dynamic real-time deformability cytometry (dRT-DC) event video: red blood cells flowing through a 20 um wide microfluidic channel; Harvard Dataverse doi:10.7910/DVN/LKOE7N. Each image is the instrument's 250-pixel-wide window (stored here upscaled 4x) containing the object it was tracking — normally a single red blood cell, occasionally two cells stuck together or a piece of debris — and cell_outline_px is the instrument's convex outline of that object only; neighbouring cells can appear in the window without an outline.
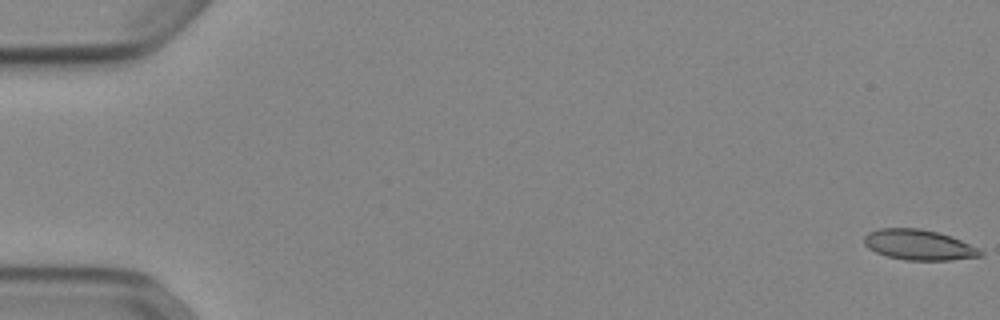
{"species": "Egyptian fruit bat (a non-hibernating species)", "species_latin": "Rousettus aegyptiacus", "temperature_condition": "cold", "stored_images_in_passage": 53, "camera_frame_rate_fps": 3000, "um_per_image_px": 0.085, "animal": {"sex": "female"}, "frame": {"image": 1, "passage_image": 1, "time_ms": 0.0, "image_size_px": [1000, 320], "cell_outline_px": [[984, 256], [948, 260], [904, 260], [888, 256], [876, 252], [868, 248], [864, 244], [864, 236], [868, 232], [880, 228], [920, 228], [936, 232], [960, 240], [980, 248], [984, 252]], "centroid_in_image_um": [78.1, 20.81], "position_along_channel_um": 6.9, "area_um2": 20.58}}
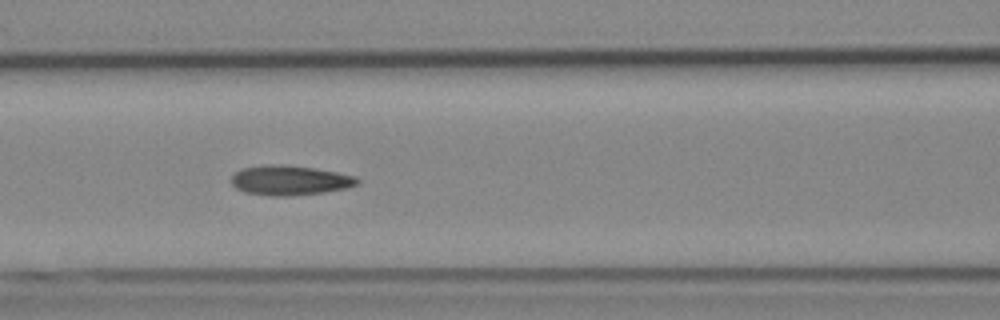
{"frame": {"image": 2, "passage_image": 24, "time_ms": 7.667, "image_size_px": [1000, 320], "cell_outline_px": [[360, 184], [348, 188], [324, 192], [284, 196], [268, 196], [244, 192], [236, 188], [232, 184], [232, 176], [240, 168], [264, 164], [280, 164], [316, 168], [356, 176], [360, 180]], "centroid_in_image_um": [24.64, 15.32], "position_along_channel_um": 142.0, "area_um2": 22.08}}
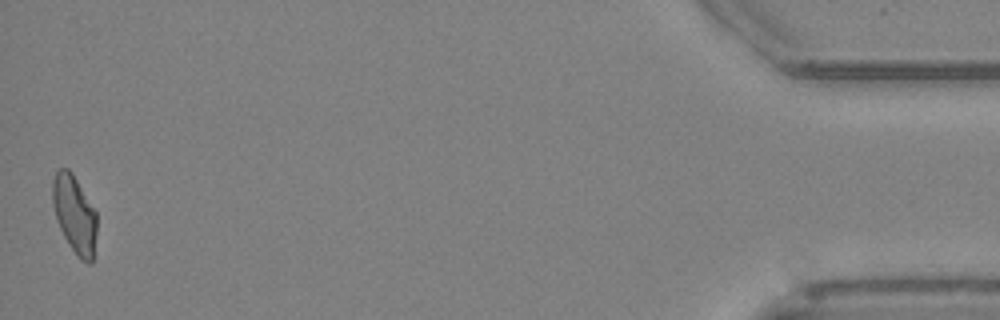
{"frame": {"image": 3, "passage_image": 53, "time_ms": 17.333, "image_size_px": [1000, 320], "cell_outline_px": [[96, 232], [92, 264], [88, 264], [80, 260], [64, 236], [56, 220], [52, 204], [52, 180], [56, 172], [60, 168], [68, 168], [72, 172], [96, 212]], "centroid_in_image_um": [6.32, 18.21], "position_along_channel_um": 428.9, "area_um2": 20.0}, "authors_computed_cell_mechanics": {"area_um2": 20.9236, "velocity_mm_per_s": 3.8737, "shape_relaxation_time_tau1_ms": null, "shape_relaxation_time_tau2_ms": 2.6119, "deformation_change_tau1": null, "deformation_change_tau2": 0.1008}}